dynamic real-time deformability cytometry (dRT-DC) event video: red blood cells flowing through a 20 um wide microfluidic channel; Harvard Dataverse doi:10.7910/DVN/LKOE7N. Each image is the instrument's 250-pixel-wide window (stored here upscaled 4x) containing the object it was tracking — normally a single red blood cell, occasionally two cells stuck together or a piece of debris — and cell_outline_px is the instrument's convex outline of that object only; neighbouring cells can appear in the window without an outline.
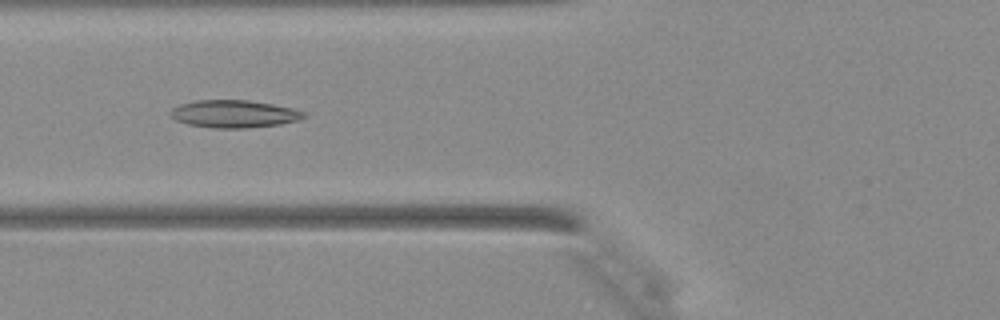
{"species": "Egyptian fruit bat (a non-hibernating species)", "species_latin": "Rousettus aegyptiacus", "temperature_condition": "warm", "stored_images_in_passage": 36, "camera_frame_rate_fps": 3000, "um_per_image_px": 0.085, "animal": {"sex": "female"}, "frame": {"image": 1, "passage_image": 10, "time_ms": 3.0, "image_size_px": [1000, 320], "cell_outline_px": [[308, 116], [300, 120], [280, 124], [244, 128], [212, 128], [188, 124], [176, 120], [168, 116], [168, 112], [172, 108], [180, 104], [196, 100], [248, 100], [272, 104], [292, 108], [304, 112]], "centroid_in_image_um": [19.87, 9.68], "position_along_channel_um": 105.9, "area_um2": 21.56}}
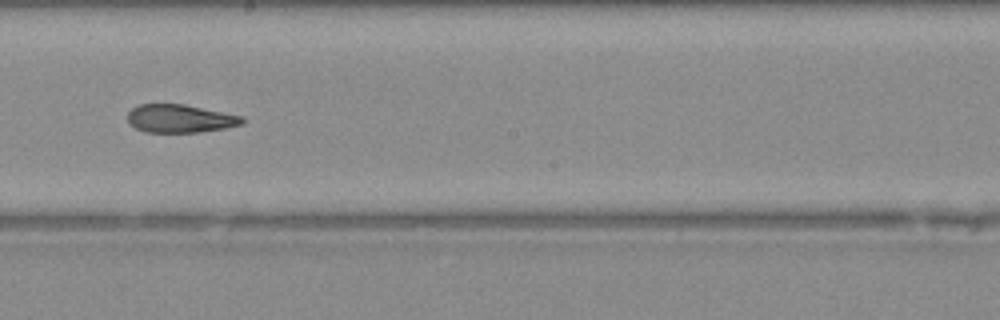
{"frame": {"image": 2, "passage_image": 18, "time_ms": 5.667, "image_size_px": [1000, 320], "cell_outline_px": [[244, 124], [224, 128], [196, 132], [148, 132], [136, 128], [128, 120], [128, 112], [136, 104], [184, 104], [244, 116]], "centroid_in_image_um": [15.32, 10.06], "position_along_channel_um": 232.9, "area_um2": 18.73}}
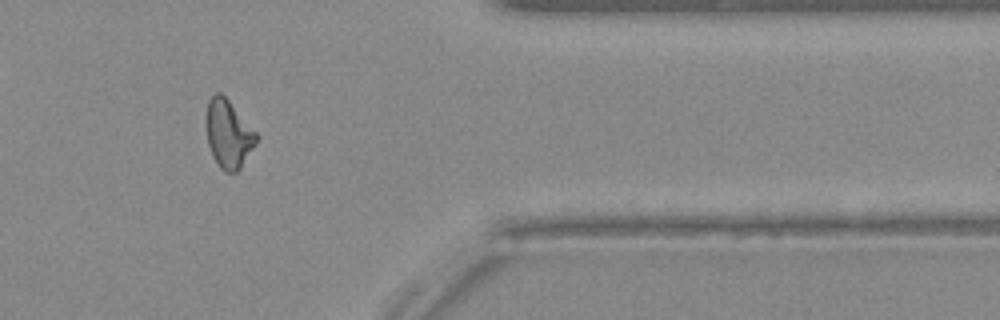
{"frame": {"image": 3, "passage_image": 29, "time_ms": 9.333, "image_size_px": [1000, 320], "cell_outline_px": [[260, 136], [256, 144], [240, 168], [236, 172], [224, 172], [220, 168], [208, 144], [204, 124], [204, 120], [208, 100], [216, 92], [220, 92], [228, 100]], "centroid_in_image_um": [19.4, 11.37], "position_along_channel_um": 392.0, "area_um2": 20.0}}